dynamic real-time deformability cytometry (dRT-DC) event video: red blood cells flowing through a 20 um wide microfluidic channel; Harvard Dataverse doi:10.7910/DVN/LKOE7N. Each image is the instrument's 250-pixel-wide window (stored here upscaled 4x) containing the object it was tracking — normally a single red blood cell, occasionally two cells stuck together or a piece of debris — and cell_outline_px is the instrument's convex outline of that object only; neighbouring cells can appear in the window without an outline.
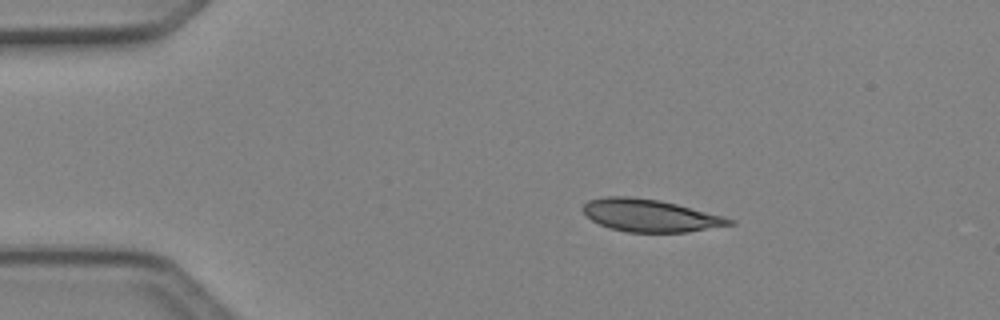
{"species": "Egyptian fruit bat (a non-hibernating species)", "species_latin": "Rousettus aegyptiacus", "temperature_condition": "cold", "stored_images_in_passage": 3, "camera_frame_rate_fps": 3000, "um_per_image_px": 0.085, "animal": {"sex": "female"}, "frame": {"image": 1, "passage_image": 1, "time_ms": 0.0, "image_size_px": [1000, 320], "cell_outline_px": [[736, 224], [688, 232], [628, 232], [612, 228], [600, 224], [592, 220], [580, 208], [588, 200], [608, 196], [628, 196], [660, 200], [724, 216], [736, 220]], "centroid_in_image_um": [55.29, 18.31], "position_along_channel_um": 29.7, "area_um2": 27.63}}
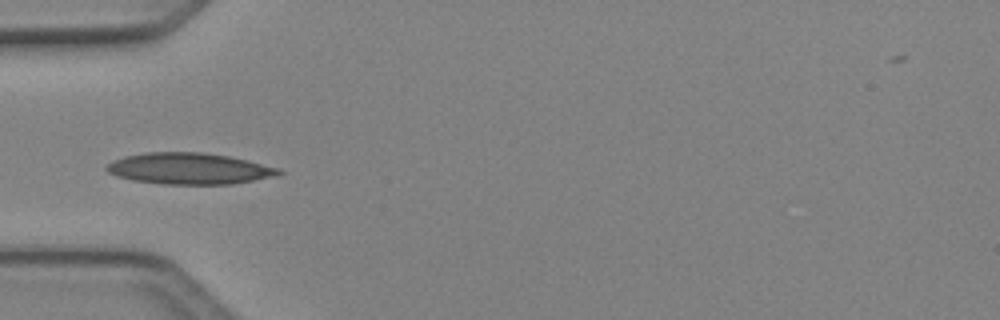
{"frame": {"image": 2, "passage_image": 3, "time_ms": 0.667, "image_size_px": [1000, 320], "cell_outline_px": [[284, 172], [276, 176], [232, 184], [164, 184], [132, 180], [116, 176], [108, 172], [104, 168], [108, 164], [124, 156], [144, 152], [204, 152], [228, 156], [248, 160], [280, 168]], "centroid_in_image_um": [16.1, 14.33], "position_along_channel_um": 68.9, "area_um2": 31.5}}